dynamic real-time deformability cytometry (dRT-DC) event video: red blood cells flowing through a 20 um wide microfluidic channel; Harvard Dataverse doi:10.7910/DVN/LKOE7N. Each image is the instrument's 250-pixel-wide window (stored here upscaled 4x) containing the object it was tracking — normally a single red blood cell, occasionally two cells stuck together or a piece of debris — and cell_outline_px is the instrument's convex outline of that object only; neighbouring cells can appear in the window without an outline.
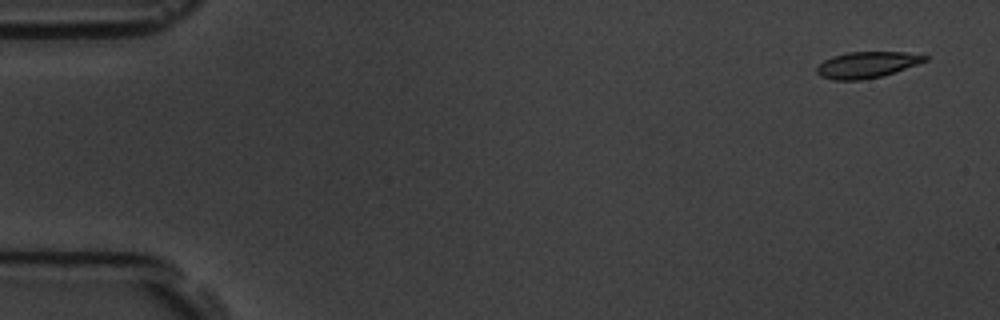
{"species": "common noctule bat (a hibernating species)", "species_latin": "Nyctalus noctula", "temperature_condition": "room temperature", "stored_images_in_passage": 5, "camera_frame_rate_fps": 3000, "um_per_image_px": 0.085, "animal": {"sex": "male", "body_mass_g": 19.5, "forearm_length_mm": 54.6}, "frame": {"image": 1, "passage_image": 1, "time_ms": 0.0, "image_size_px": [1000, 320], "cell_outline_px": [[928, 60], [880, 76], [860, 80], [836, 80], [820, 76], [816, 72], [816, 68], [824, 60], [832, 56], [848, 52], [904, 52], [928, 56]], "centroid_in_image_um": [73.63, 5.5], "position_along_channel_um": 11.4, "area_um2": 16.18}}
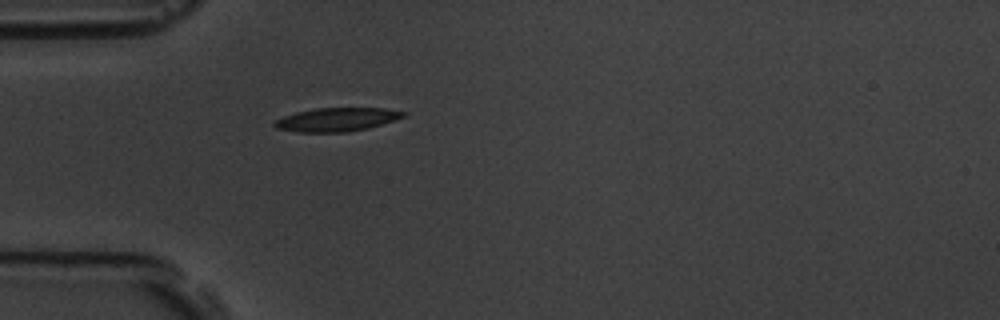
{"frame": {"image": 2, "passage_image": 5, "time_ms": 4.667, "image_size_px": [1000, 320], "cell_outline_px": [[408, 116], [368, 128], [344, 132], [296, 132], [276, 128], [272, 124], [276, 120], [284, 116], [296, 112], [316, 108], [384, 108], [408, 112]], "centroid_in_image_um": [28.65, 10.15], "position_along_channel_um": 56.3, "area_um2": 17.74}}